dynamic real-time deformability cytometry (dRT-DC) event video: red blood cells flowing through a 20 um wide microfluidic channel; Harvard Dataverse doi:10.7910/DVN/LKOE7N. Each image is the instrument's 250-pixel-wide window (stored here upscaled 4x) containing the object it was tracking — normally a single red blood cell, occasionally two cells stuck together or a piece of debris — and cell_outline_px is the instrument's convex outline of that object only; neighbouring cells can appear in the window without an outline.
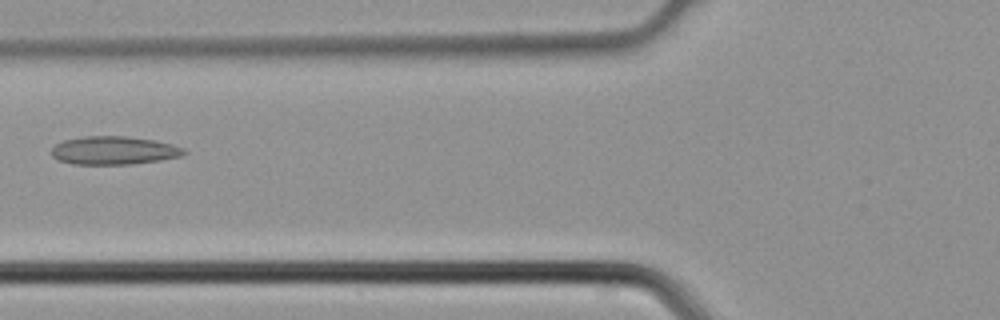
{"species": "common noctule bat (a hibernating species)", "species_latin": "Nyctalus noctula", "temperature_condition": "cold", "stored_images_in_passage": 2, "camera_frame_rate_fps": 3000, "um_per_image_px": 0.085, "animal": {"sex": "male", "body_mass_g": 21.5, "forearm_length_mm": 52.0}, "frame": {"image": 1, "passage_image": 2, "time_ms": 0.333, "image_size_px": [1000, 320], "cell_outline_px": [[188, 152], [180, 156], [160, 160], [132, 164], [72, 164], [60, 160], [52, 156], [52, 148], [56, 144], [64, 140], [84, 136], [124, 136], [156, 140], [172, 144], [184, 148]], "centroid_in_image_um": [9.7, 12.78], "position_along_channel_um": 116.1, "area_um2": 21.79}}